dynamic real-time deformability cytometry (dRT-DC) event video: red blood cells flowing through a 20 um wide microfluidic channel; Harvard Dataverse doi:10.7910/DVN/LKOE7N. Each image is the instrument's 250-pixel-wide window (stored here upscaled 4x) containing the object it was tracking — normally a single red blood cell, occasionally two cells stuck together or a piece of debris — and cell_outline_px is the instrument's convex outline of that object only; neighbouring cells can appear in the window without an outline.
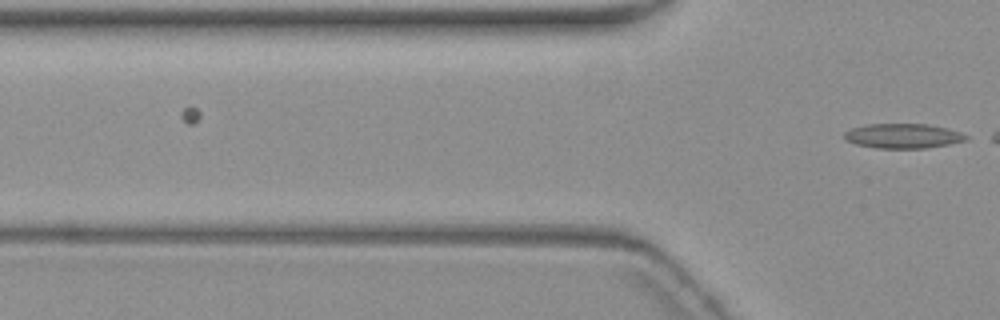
{"species": "common noctule bat (a hibernating species)", "species_latin": "Nyctalus noctula", "temperature_condition": "warm", "stored_images_in_passage": 6, "camera_frame_rate_fps": 3000, "um_per_image_px": 0.085, "animal": {"sex": "female", "body_mass_g": 19.3, "forearm_length_mm": 54.1}, "frame": {"image": 1, "passage_image": 6, "time_ms": 7.0, "image_size_px": [1000, 320], "cell_outline_px": [[968, 140], [948, 144], [924, 148], [876, 148], [856, 144], [844, 140], [840, 136], [844, 132], [852, 128], [868, 124], [928, 124], [948, 128], [960, 132], [968, 136]], "centroid_in_image_um": [76.72, 11.55], "position_along_channel_um": 49.1, "area_um2": 17.63}}